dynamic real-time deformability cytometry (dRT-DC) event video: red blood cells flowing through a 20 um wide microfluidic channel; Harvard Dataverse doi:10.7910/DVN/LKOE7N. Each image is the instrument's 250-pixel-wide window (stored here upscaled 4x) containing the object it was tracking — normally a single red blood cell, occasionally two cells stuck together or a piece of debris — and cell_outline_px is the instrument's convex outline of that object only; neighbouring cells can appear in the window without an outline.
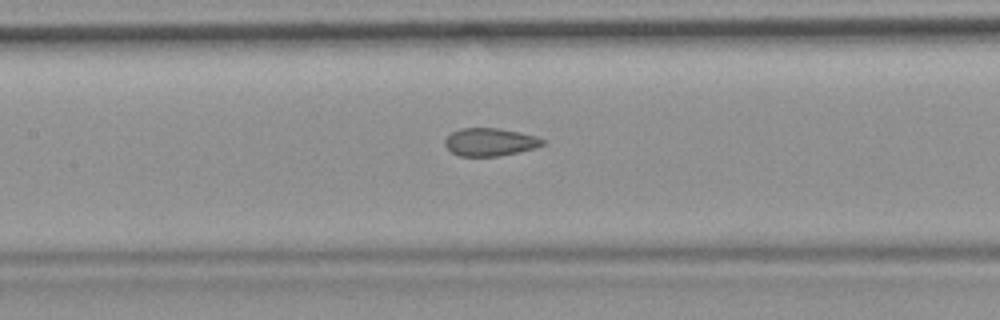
{"species": "common noctule bat (a hibernating species)", "species_latin": "Nyctalus noctula", "temperature_condition": "room temperature", "stored_images_in_passage": 33, "camera_frame_rate_fps": 3000, "um_per_image_px": 0.085, "animal": {"sex": "female", "body_mass_g": 19.9}, "frame": {"image": 1, "passage_image": 15, "time_ms": 4.667, "image_size_px": [1000, 320], "cell_outline_px": [[548, 144], [536, 148], [520, 152], [500, 156], [460, 156], [452, 152], [444, 144], [444, 140], [452, 132], [460, 128], [500, 128], [520, 132], [536, 136], [548, 140]], "centroid_in_image_um": [41.73, 12.07], "position_along_channel_um": 165.7, "area_um2": 16.18}}